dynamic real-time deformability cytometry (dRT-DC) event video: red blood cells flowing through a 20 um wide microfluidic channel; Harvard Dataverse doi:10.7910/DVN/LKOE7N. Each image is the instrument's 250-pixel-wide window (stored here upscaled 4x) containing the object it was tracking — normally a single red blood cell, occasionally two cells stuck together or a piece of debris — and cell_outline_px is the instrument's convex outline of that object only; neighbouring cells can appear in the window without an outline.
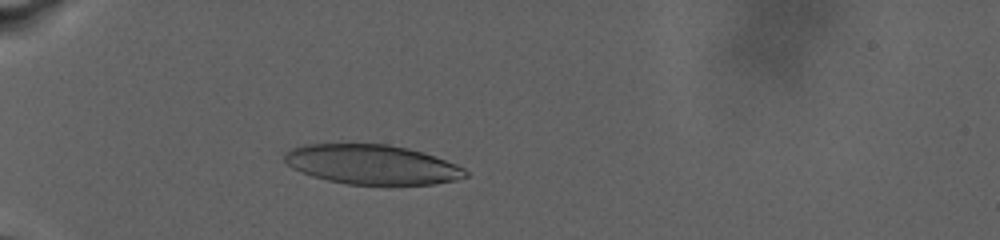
{"species": "human", "species_latin": "Homo sapiens", "temperature_condition": "warm", "stored_images_in_passage": 54, "camera_frame_rate_fps": 3000, "um_per_image_px": 0.085, "donor": {"sex": "male"}, "frame": {"image": 1, "passage_image": 17, "time_ms": 6.333, "image_size_px": [1000, 240], "cell_outline_px": [[468, 176], [456, 180], [432, 184], [388, 188], [344, 184], [312, 176], [300, 172], [292, 168], [284, 160], [284, 152], [292, 148], [304, 144], [388, 144], [408, 148], [456, 164], [464, 168], [468, 172]], "centroid_in_image_um": [31.62, 14.03], "position_along_channel_um": 53.4, "area_um2": 42.83}}
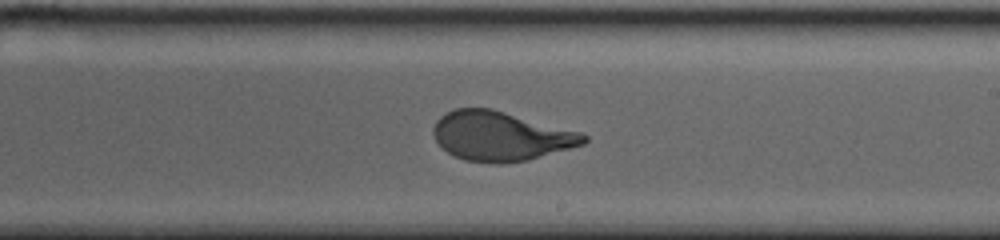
{"frame": {"image": 2, "passage_image": 37, "time_ms": 14.667, "image_size_px": [1000, 240], "cell_outline_px": [[588, 140], [584, 144], [528, 160], [500, 164], [492, 164], [464, 160], [452, 156], [436, 140], [432, 132], [432, 128], [436, 120], [440, 116], [456, 108], [492, 108], [580, 132], [588, 136]], "centroid_in_image_um": [42.54, 11.58], "position_along_channel_um": 246.5, "area_um2": 43.29}}
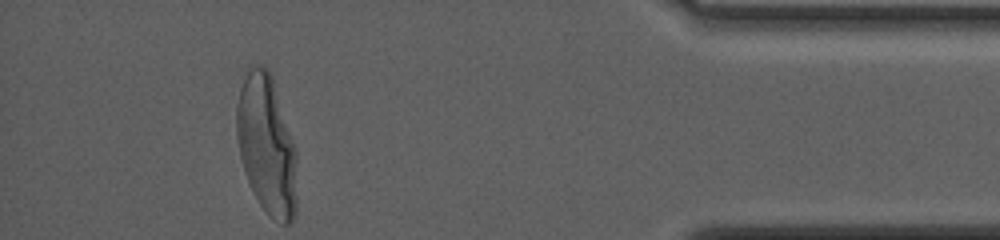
{"frame": {"image": 3, "passage_image": 54, "time_ms": 22.333, "image_size_px": [1000, 240], "cell_outline_px": [[296, 216], [292, 224], [284, 224], [268, 212], [260, 204], [252, 192], [240, 156], [236, 136], [236, 104], [240, 88], [248, 64], [264, 64], [268, 68], [272, 76], [296, 148]], "centroid_in_image_um": [22.66, 12.25], "position_along_channel_um": 412.5, "area_um2": 49.3}, "authors_computed_cell_mechanics": {"area_um2": 43.9569, "velocity_mm_per_s": 2.6835, "shape_relaxation_time_tau1_ms": 6.3754, "shape_relaxation_time_tau2_ms": null, "deformation_change_tau1": 0.2443, "deformation_change_tau2": null}}